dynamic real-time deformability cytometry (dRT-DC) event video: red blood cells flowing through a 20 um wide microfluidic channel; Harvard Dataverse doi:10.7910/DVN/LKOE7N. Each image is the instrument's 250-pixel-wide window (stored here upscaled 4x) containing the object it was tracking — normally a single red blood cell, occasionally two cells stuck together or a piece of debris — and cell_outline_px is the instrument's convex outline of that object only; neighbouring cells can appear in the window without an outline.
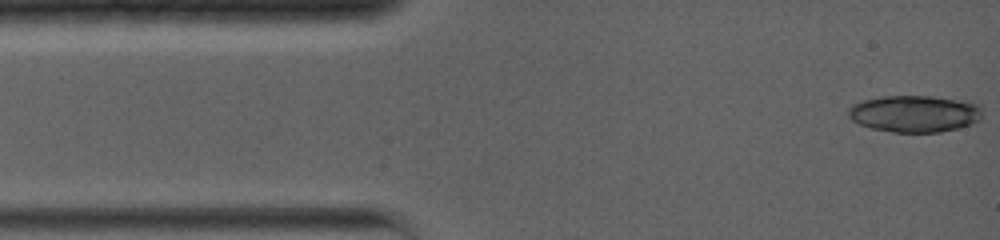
{"species": "common noctule bat (a hibernating species)", "species_latin": "Nyctalus noctula", "temperature_condition": "warm", "stored_images_in_passage": 17, "camera_frame_rate_fps": 5000, "um_per_image_px": 0.085, "animal": {"sex": "female", "body_mass_g": 19.0, "forearm_length_mm": 56.7}, "frame": {"image": 1, "passage_image": 1, "time_ms": 0.0, "image_size_px": [1000, 240], "cell_outline_px": [[980, 120], [972, 124], [940, 132], [892, 132], [872, 128], [860, 124], [852, 120], [848, 116], [848, 108], [852, 104], [864, 100], [884, 96], [932, 96], [960, 100], [976, 104], [980, 108]], "centroid_in_image_um": [77.7, 9.66], "position_along_channel_um": 7.3, "area_um2": 28.55}}